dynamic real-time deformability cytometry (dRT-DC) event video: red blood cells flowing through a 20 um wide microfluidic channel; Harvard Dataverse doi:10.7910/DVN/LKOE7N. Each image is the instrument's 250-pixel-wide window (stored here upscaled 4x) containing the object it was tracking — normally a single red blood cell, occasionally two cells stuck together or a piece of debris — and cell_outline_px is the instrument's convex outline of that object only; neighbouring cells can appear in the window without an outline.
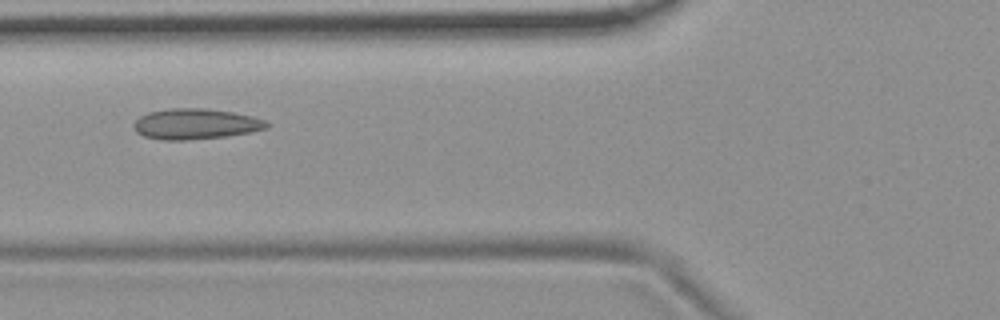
{"species": "common noctule bat (a hibernating species)", "species_latin": "Nyctalus noctula", "temperature_condition": "room temperature", "stored_images_in_passage": 8, "camera_frame_rate_fps": 3000, "um_per_image_px": 0.085, "animal": {"sex": "female", "body_mass_g": 19.9}, "frame": {"image": 1, "passage_image": 6, "time_ms": 1.667, "image_size_px": [1000, 320], "cell_outline_px": [[268, 128], [228, 136], [188, 140], [160, 140], [144, 136], [136, 132], [132, 124], [140, 116], [148, 112], [168, 108], [204, 108], [232, 112], [252, 116], [264, 120], [268, 124]], "centroid_in_image_um": [16.58, 10.54], "position_along_channel_um": 109.2, "area_um2": 23.76}}
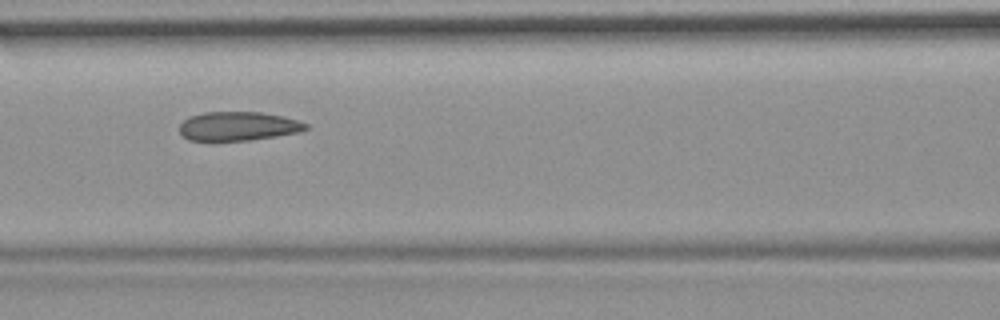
{"frame": {"image": 2, "passage_image": 7, "time_ms": 2.0, "image_size_px": [1000, 320], "cell_outline_px": [[308, 128], [300, 132], [276, 136], [248, 140], [208, 144], [188, 140], [180, 132], [180, 124], [188, 116], [204, 112], [260, 112], [280, 116], [296, 120], [308, 124]], "centroid_in_image_um": [20.15, 10.77], "position_along_channel_um": 146.5, "area_um2": 21.96}}